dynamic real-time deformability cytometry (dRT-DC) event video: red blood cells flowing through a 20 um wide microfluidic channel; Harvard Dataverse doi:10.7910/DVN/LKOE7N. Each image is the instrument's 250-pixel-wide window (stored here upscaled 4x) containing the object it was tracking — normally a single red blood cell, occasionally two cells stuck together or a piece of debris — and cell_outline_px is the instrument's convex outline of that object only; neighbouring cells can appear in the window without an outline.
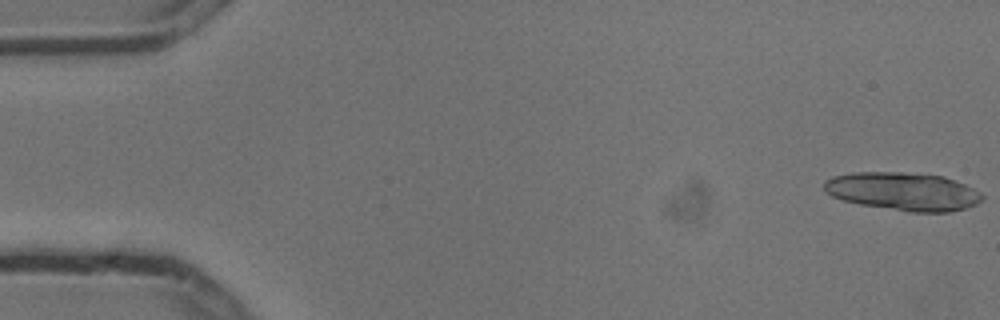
{"species": "common noctule bat (a hibernating species)", "species_latin": "Nyctalus noctula", "temperature_condition": "cold", "stored_images_in_passage": 5, "camera_frame_rate_fps": 3000, "um_per_image_px": 0.085, "animal": {"sex": "male", "body_mass_g": 13.3}, "frame": {"image": 1, "passage_image": 1, "time_ms": 0.0, "image_size_px": [1000, 320], "cell_outline_px": [[984, 196], [976, 204], [968, 208], [948, 212], [908, 212], [860, 204], [844, 200], [832, 196], [824, 188], [824, 180], [832, 176], [852, 172], [900, 172], [944, 176], [964, 184], [980, 192]], "centroid_in_image_um": [76.76, 16.27], "position_along_channel_um": 8.2, "area_um2": 35.08}}